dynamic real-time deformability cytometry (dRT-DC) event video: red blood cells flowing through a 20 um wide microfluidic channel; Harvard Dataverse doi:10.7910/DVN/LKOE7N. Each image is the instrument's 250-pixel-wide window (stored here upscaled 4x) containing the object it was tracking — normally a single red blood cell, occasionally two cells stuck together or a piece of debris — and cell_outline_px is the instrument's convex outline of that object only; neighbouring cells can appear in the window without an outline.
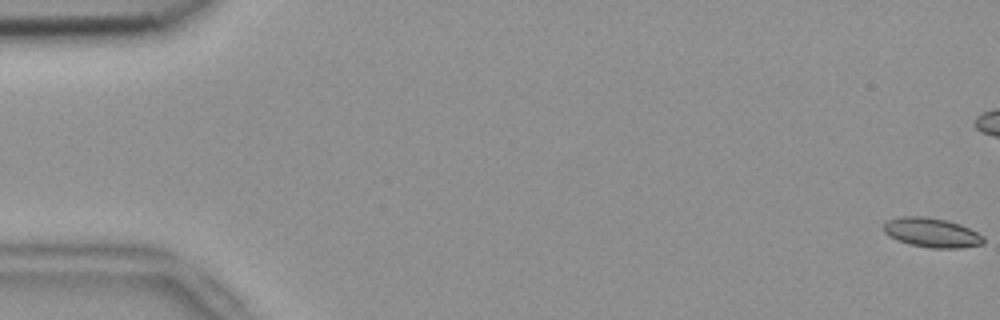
{"species": "common noctule bat (a hibernating species)", "species_latin": "Nyctalus noctula", "temperature_condition": "room temperature", "stored_images_in_passage": 56, "camera_frame_rate_fps": 3000, "um_per_image_px": 0.085, "animal": {"sex": "female", "body_mass_g": 18.4}, "frame": {"image": 1, "passage_image": 1, "time_ms": 0.0, "image_size_px": [1000, 320], "cell_outline_px": [[984, 244], [960, 248], [932, 248], [912, 244], [888, 236], [884, 232], [884, 224], [888, 220], [900, 216], [924, 216], [944, 220], [960, 224], [984, 236]], "centroid_in_image_um": [79.21, 19.77], "position_along_channel_um": 5.8, "area_um2": 16.94}}
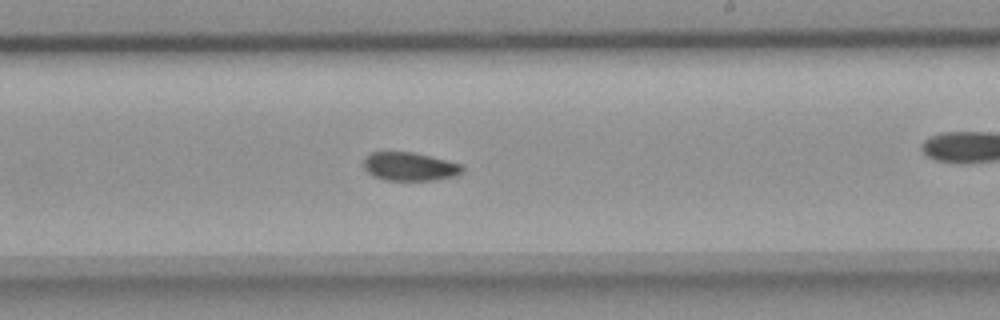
{"frame": {"image": 2, "passage_image": 33, "time_ms": 10.667, "image_size_px": [1000, 320], "cell_outline_px": [[464, 168], [456, 176], [432, 180], [384, 180], [372, 176], [364, 168], [364, 156], [372, 152], [412, 152], [460, 164]], "centroid_in_image_um": [34.76, 14.16], "position_along_channel_um": 254.2, "area_um2": 16.18}}
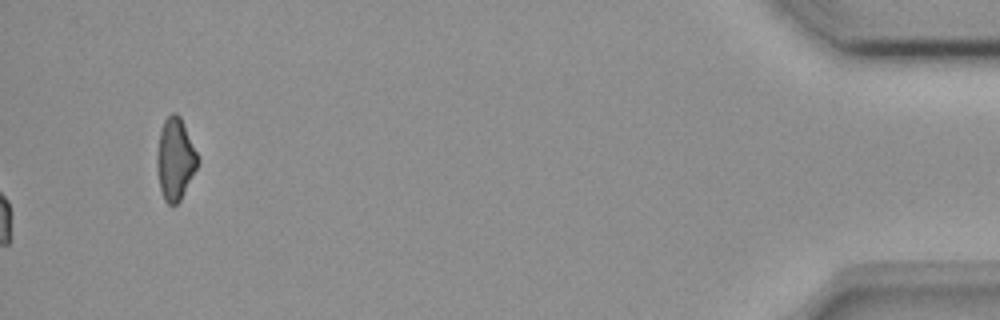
{"frame": {"image": 3, "passage_image": 56, "time_ms": 18.333, "image_size_px": [1000, 320], "cell_outline_px": [[200, 164], [180, 200], [176, 204], [168, 204], [164, 200], [160, 188], [156, 164], [156, 156], [160, 132], [164, 120], [172, 112], [176, 112], [180, 116], [200, 160]], "centroid_in_image_um": [14.9, 13.53], "position_along_channel_um": 420.3, "area_um2": 19.48}, "authors_computed_cell_mechanics": {"area_um2": 16.7909, "velocity_mm_per_s": 3.7785, "shape_relaxation_time_tau1_ms": 4.2192, "shape_relaxation_time_tau2_ms": 2.3798, "deformation_change_tau1": 0.1001, "deformation_change_tau2": 0.0583}}